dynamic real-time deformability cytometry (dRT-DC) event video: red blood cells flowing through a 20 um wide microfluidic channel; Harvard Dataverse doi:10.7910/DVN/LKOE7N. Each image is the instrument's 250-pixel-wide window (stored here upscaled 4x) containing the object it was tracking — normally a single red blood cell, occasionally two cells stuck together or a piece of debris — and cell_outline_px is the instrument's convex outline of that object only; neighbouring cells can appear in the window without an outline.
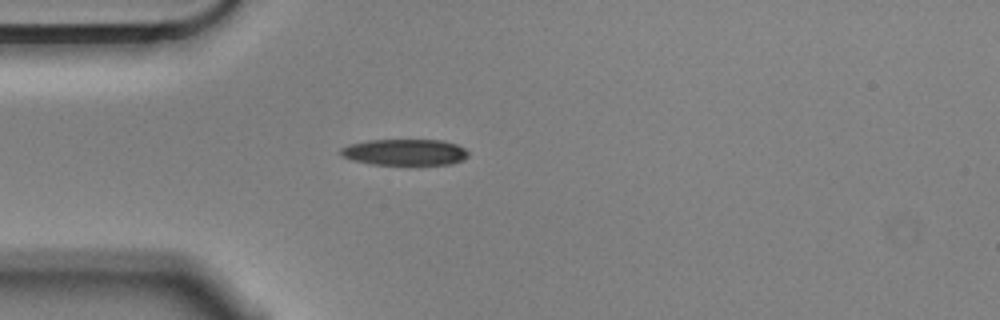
{"species": "Egyptian fruit bat (a non-hibernating species)", "species_latin": "Rousettus aegyptiacus", "temperature_condition": "cold", "stored_images_in_passage": 42, "camera_frame_rate_fps": 3000, "um_per_image_px": 0.085, "animal": {"sex": "male"}, "frame": {"image": 1, "passage_image": 1, "time_ms": 0.0, "image_size_px": [1000, 320], "cell_outline_px": [[468, 156], [464, 160], [452, 164], [372, 164], [352, 160], [340, 156], [340, 148], [348, 144], [368, 140], [444, 140], [456, 144], [464, 148], [468, 152]], "centroid_in_image_um": [34.39, 12.93], "position_along_channel_um": 50.6, "area_um2": 19.59}}
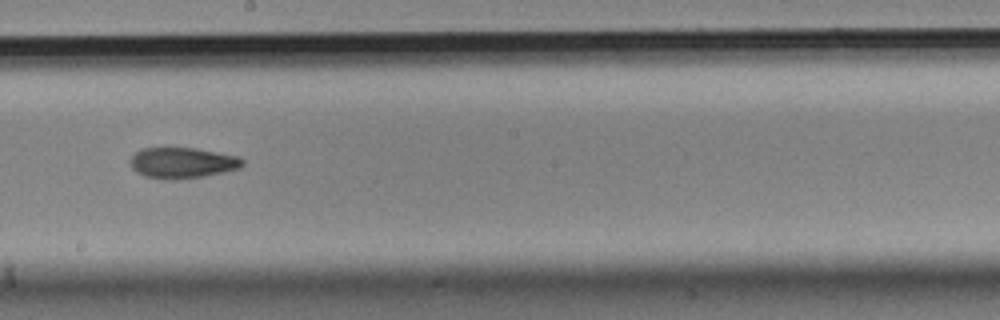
{"frame": {"image": 2, "passage_image": 17, "time_ms": 5.333, "image_size_px": [1000, 320], "cell_outline_px": [[244, 164], [240, 168], [224, 172], [204, 176], [176, 180], [164, 180], [144, 176], [136, 172], [132, 168], [132, 156], [140, 148], [196, 148], [236, 156], [244, 160]], "centroid_in_image_um": [15.5, 13.85], "position_along_channel_um": 232.7, "area_um2": 20.17}}
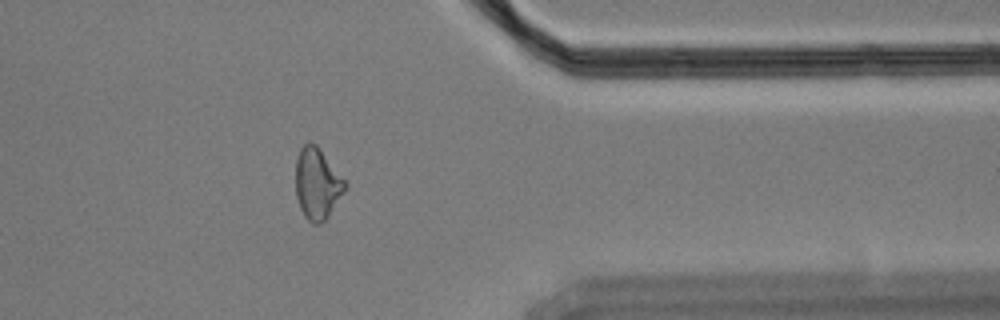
{"frame": {"image": 3, "passage_image": 31, "time_ms": 10.0, "image_size_px": [1000, 320], "cell_outline_px": [[348, 184], [344, 192], [328, 216], [320, 224], [312, 224], [304, 216], [300, 208], [296, 196], [296, 160], [300, 148], [308, 140], [316, 144], [320, 148]], "centroid_in_image_um": [26.96, 15.59], "position_along_channel_um": 384.4, "area_um2": 20.58}, "authors_computed_cell_mechanics": {"area_um2": 20.6635, "velocity_mm_per_s": 3.5592, "shape_relaxation_time_tau1_ms": null, "shape_relaxation_time_tau2_ms": 3.9282, "deformation_change_tau1": null, "deformation_change_tau2": 0.1117}}